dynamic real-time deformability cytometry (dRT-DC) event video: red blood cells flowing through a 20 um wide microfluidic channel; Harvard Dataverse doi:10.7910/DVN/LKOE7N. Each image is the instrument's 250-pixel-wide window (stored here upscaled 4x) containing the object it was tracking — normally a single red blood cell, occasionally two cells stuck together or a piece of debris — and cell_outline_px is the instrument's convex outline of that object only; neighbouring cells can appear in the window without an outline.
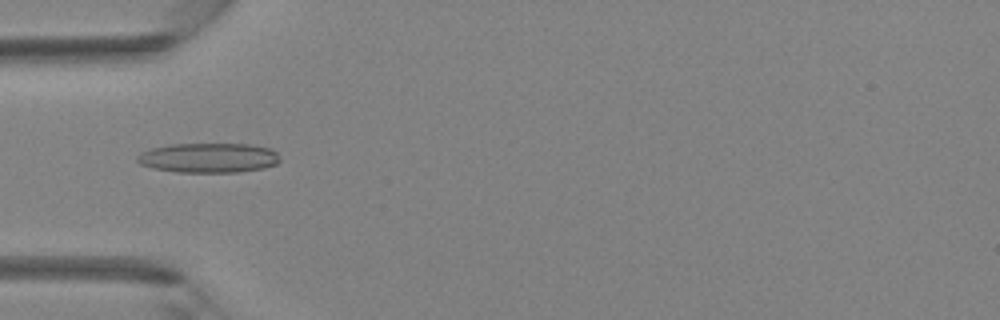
{"species": "Egyptian fruit bat (a non-hibernating species)", "species_latin": "Rousettus aegyptiacus", "temperature_condition": "room temperature", "stored_images_in_passage": 4, "camera_frame_rate_fps": 3000, "um_per_image_px": 0.085, "animal": {"sex": "female"}, "frame": {"image": 1, "passage_image": 3, "time_ms": 2.333, "image_size_px": [1000, 320], "cell_outline_px": [[280, 160], [276, 164], [264, 168], [240, 172], [176, 172], [152, 168], [140, 164], [136, 160], [136, 156], [140, 152], [152, 148], [172, 144], [248, 144], [272, 148], [280, 156]], "centroid_in_image_um": [17.73, 13.41], "position_along_channel_um": 67.3, "area_um2": 24.91}}
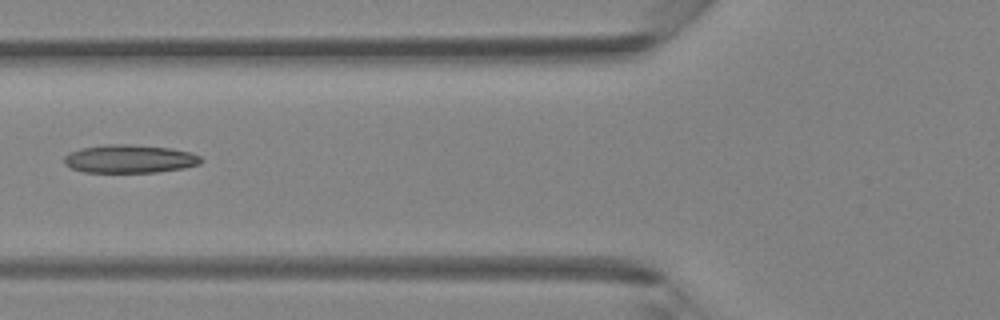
{"frame": {"image": 2, "passage_image": 4, "time_ms": 3.333, "image_size_px": [1000, 320], "cell_outline_px": [[200, 164], [184, 168], [156, 172], [84, 172], [72, 168], [64, 164], [64, 156], [68, 152], [80, 148], [108, 144], [128, 144], [168, 148], [192, 152], [200, 156]], "centroid_in_image_um": [10.99, 13.5], "position_along_channel_um": 114.8, "area_um2": 22.48}}